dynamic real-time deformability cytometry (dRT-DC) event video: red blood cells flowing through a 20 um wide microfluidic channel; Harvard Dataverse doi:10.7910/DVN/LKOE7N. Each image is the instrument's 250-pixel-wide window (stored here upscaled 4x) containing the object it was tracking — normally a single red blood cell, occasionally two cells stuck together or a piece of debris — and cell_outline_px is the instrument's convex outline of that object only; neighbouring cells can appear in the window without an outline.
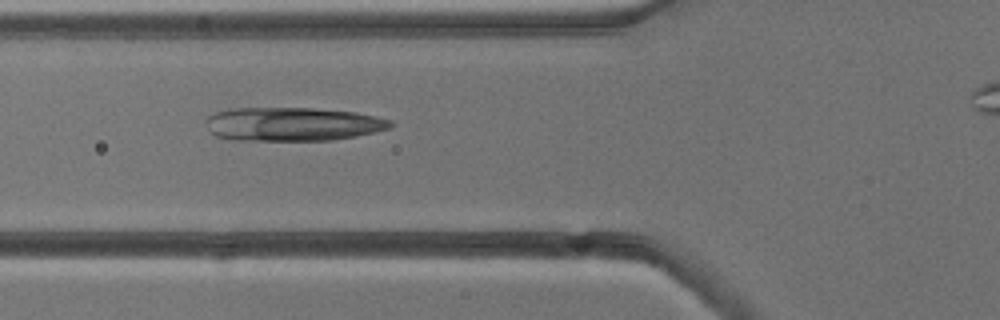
{"species": "common noctule bat (a hibernating species)", "species_latin": "Nyctalus noctula", "temperature_condition": "cold", "stored_images_in_passage": 7, "camera_frame_rate_fps": 3000, "um_per_image_px": 0.085, "animal": {"sex": "male", "body_mass_g": 13.3}, "frame": {"image": 1, "passage_image": 5, "time_ms": 4.667, "image_size_px": [1000, 320], "cell_outline_px": [[396, 124], [392, 128], [376, 132], [356, 136], [332, 140], [236, 140], [216, 136], [208, 128], [208, 116], [216, 112], [232, 108], [312, 108], [356, 112], [392, 120]], "centroid_in_image_um": [24.95, 10.55], "position_along_channel_um": 100.9, "area_um2": 36.24}}
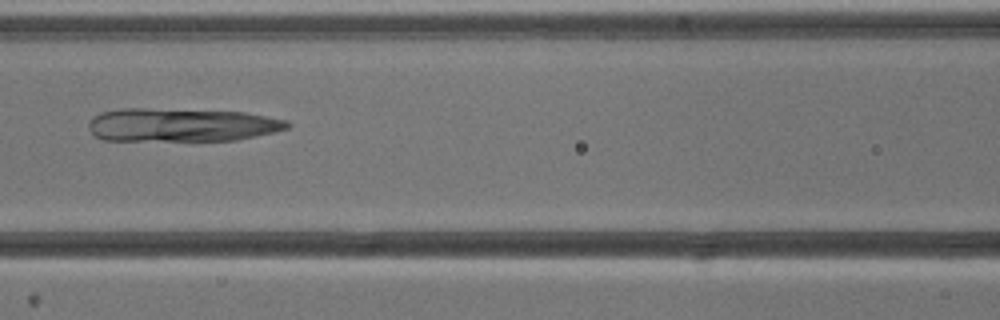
{"frame": {"image": 2, "passage_image": 6, "time_ms": 6.0, "image_size_px": [1000, 320], "cell_outline_px": [[292, 124], [288, 128], [256, 136], [236, 140], [192, 144], [104, 140], [96, 136], [88, 128], [88, 124], [92, 116], [100, 112], [120, 108], [144, 108], [244, 112], [288, 120]], "centroid_in_image_um": [15.39, 10.67], "position_along_channel_um": 151.2, "area_um2": 40.58}}